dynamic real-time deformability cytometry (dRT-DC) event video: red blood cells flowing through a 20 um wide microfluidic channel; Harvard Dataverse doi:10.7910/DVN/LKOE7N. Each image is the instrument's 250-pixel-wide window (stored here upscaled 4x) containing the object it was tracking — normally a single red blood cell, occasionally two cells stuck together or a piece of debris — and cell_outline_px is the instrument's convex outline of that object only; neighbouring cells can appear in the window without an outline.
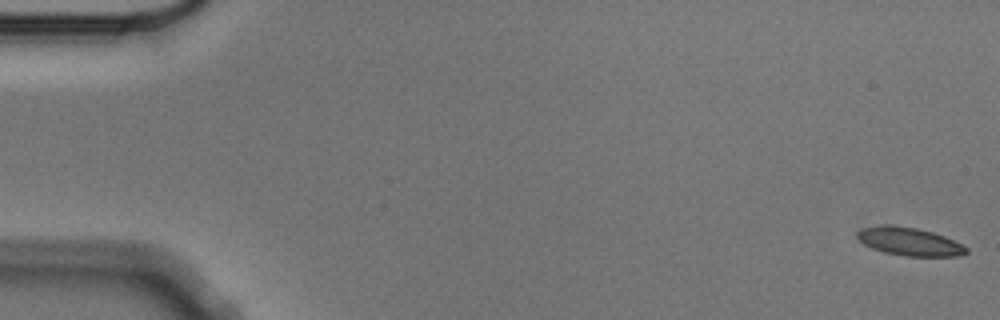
{"species": "Egyptian fruit bat (a non-hibernating species)", "species_latin": "Rousettus aegyptiacus", "temperature_condition": "cold", "stored_images_in_passage": 5, "segment_of_instrument_passage": [2, 2], "camera_frame_rate_fps": 3000, "um_per_image_px": 0.085, "animal": {"sex": "male"}, "frame": {"image": 1, "passage_image": 5, "time_ms": 1.333, "image_size_px": [1000, 320], "cell_outline_px": [[968, 252], [960, 256], [904, 256], [884, 252], [872, 248], [864, 244], [856, 236], [856, 232], [860, 228], [880, 224], [892, 224], [916, 228], [932, 232], [944, 236], [968, 248]], "centroid_in_image_um": [77.25, 20.52], "position_along_channel_um": 7.8, "area_um2": 17.98}}